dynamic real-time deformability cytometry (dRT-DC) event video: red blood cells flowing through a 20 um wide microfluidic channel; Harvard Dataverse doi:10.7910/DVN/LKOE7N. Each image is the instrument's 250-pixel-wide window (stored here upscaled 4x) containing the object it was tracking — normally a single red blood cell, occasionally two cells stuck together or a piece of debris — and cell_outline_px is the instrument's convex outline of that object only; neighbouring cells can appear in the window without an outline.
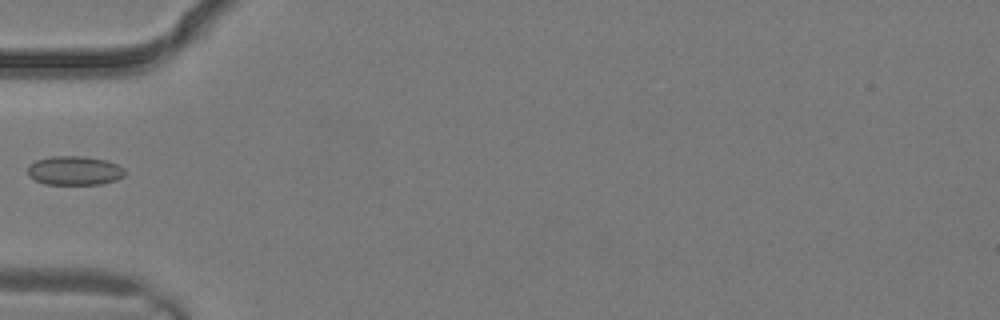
{"species": "common noctule bat (a hibernating species)", "species_latin": "Nyctalus noctula", "temperature_condition": "warm", "stored_images_in_passage": 3, "camera_frame_rate_fps": 3000, "um_per_image_px": 0.085, "animal": {"sex": "male", "body_mass_g": 19.2, "forearm_length_mm": 51.8}, "frame": {"image": 1, "passage_image": 3, "time_ms": 0.667, "image_size_px": [1000, 320], "cell_outline_px": [[124, 176], [116, 180], [100, 184], [44, 184], [28, 176], [28, 164], [36, 160], [52, 156], [80, 156], [108, 160], [124, 168]], "centroid_in_image_um": [6.32, 14.5], "position_along_channel_um": 78.7, "area_um2": 16.47}}